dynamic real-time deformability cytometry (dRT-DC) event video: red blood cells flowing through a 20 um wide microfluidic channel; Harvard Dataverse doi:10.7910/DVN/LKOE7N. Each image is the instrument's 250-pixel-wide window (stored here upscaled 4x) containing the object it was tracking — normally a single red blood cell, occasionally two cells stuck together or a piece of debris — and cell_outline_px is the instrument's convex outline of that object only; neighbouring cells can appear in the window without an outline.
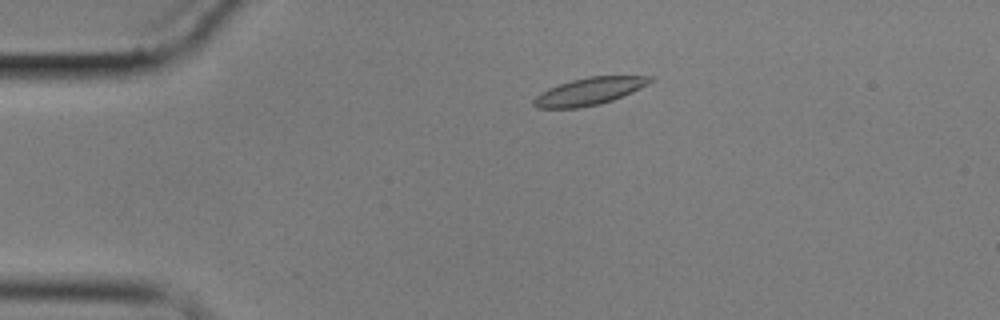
{"species": "common noctule bat (a hibernating species)", "species_latin": "Nyctalus noctula", "temperature_condition": "cold", "stored_images_in_passage": 9, "camera_frame_rate_fps": 3000, "um_per_image_px": 0.085, "animal": {"sex": "male", "body_mass_g": 17.9}, "frame": {"image": 1, "passage_image": 3, "time_ms": 3.333, "image_size_px": [1000, 320], "cell_outline_px": [[656, 76], [648, 84], [632, 92], [612, 100], [600, 104], [576, 108], [536, 108], [532, 104], [532, 100], [540, 92], [548, 88], [572, 80], [588, 76]], "centroid_in_image_um": [50.06, 7.76], "position_along_channel_um": 34.9, "area_um2": 18.5}}
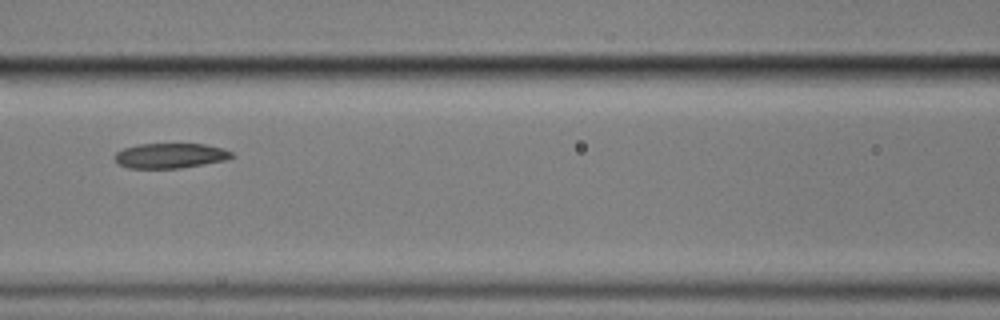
{"frame": {"image": 2, "passage_image": 7, "time_ms": 8.0, "image_size_px": [1000, 320], "cell_outline_px": [[236, 156], [224, 160], [180, 168], [128, 168], [120, 164], [116, 160], [116, 152], [124, 148], [140, 144], [204, 144], [224, 148], [232, 152]], "centroid_in_image_um": [14.51, 13.23], "position_along_channel_um": 152.1, "area_um2": 16.88}}
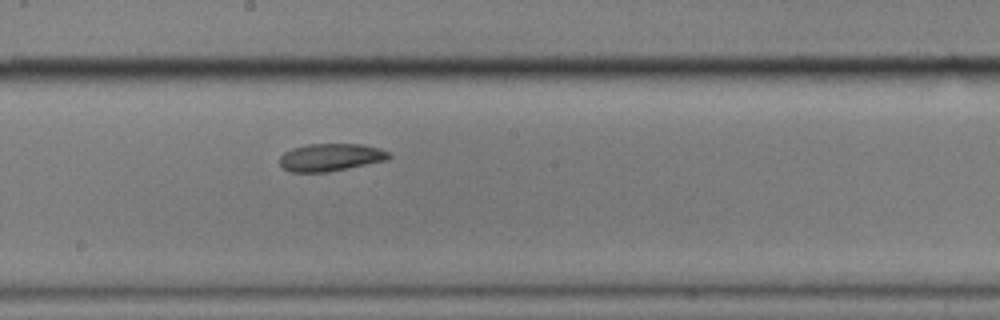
{"frame": {"image": 3, "passage_image": 9, "time_ms": 10.0, "image_size_px": [1000, 320], "cell_outline_px": [[392, 156], [388, 160], [328, 172], [292, 172], [284, 168], [280, 164], [280, 156], [284, 152], [292, 148], [308, 144], [360, 144], [380, 148], [388, 152]], "centroid_in_image_um": [28.12, 13.37], "position_along_channel_um": 220.1, "area_um2": 17.57}}